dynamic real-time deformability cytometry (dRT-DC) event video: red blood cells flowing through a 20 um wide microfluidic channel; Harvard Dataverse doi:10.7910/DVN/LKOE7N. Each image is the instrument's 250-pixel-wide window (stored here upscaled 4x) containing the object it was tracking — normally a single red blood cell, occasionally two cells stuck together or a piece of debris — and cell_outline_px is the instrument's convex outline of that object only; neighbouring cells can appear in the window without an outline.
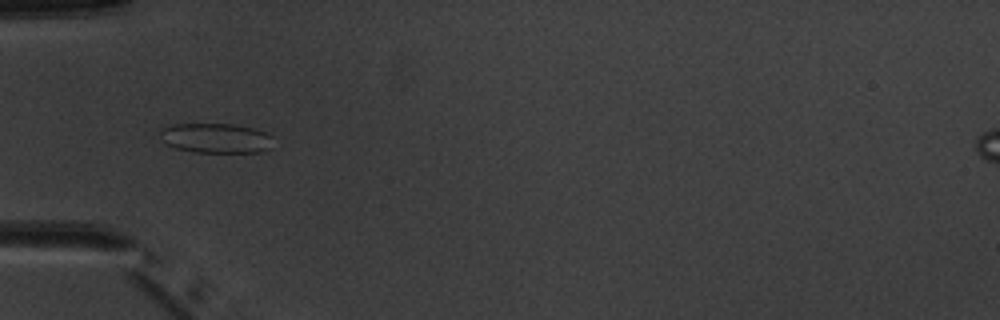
{"species": "common noctule bat (a hibernating species)", "species_latin": "Nyctalus noctula", "temperature_condition": "warm", "stored_images_in_passage": 6, "camera_frame_rate_fps": 3000, "um_per_image_px": 0.085, "animal": {"sex": "male", "body_mass_g": 20.1, "forearm_length_mm": 53.5}, "frame": {"image": 1, "passage_image": 4, "time_ms": 3.667, "image_size_px": [1000, 320], "cell_outline_px": [[272, 148], [260, 152], [192, 152], [176, 148], [168, 144], [160, 136], [160, 128], [172, 124], [232, 124], [252, 128], [264, 132], [272, 136]], "centroid_in_image_um": [18.36, 11.74], "position_along_channel_um": 66.6, "area_um2": 19.65}}
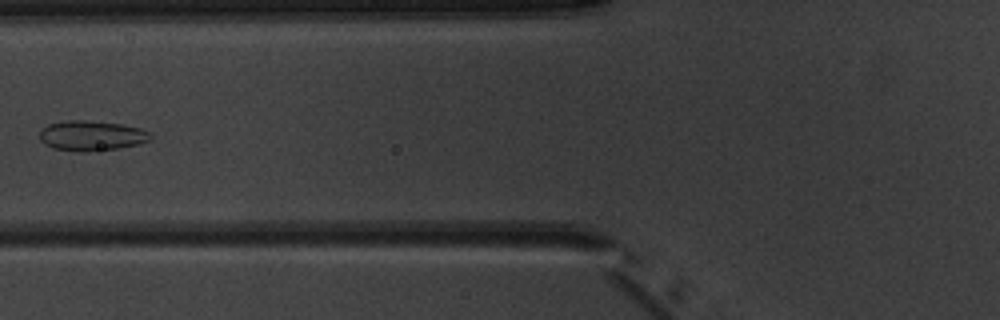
{"frame": {"image": 2, "passage_image": 5, "time_ms": 5.0, "image_size_px": [1000, 320], "cell_outline_px": [[152, 140], [140, 144], [116, 148], [80, 152], [52, 148], [44, 144], [40, 140], [40, 132], [48, 124], [64, 120], [84, 120], [124, 124], [140, 128], [152, 132]], "centroid_in_image_um": [7.81, 11.52], "position_along_channel_um": 118.0, "area_um2": 19.59}}
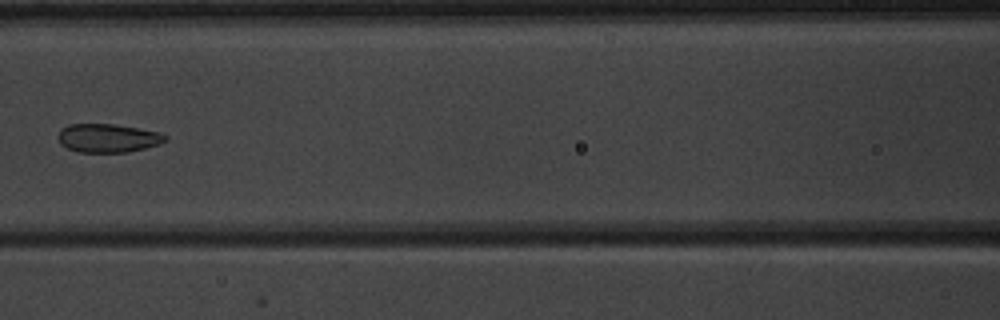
{"frame": {"image": 3, "passage_image": 6, "time_ms": 6.0, "image_size_px": [1000, 320], "cell_outline_px": [[168, 140], [160, 144], [128, 152], [80, 152], [68, 148], [60, 144], [56, 136], [60, 128], [68, 124], [112, 124], [160, 132], [168, 136]], "centroid_in_image_um": [9.15, 11.73], "position_along_channel_um": 157.5, "area_um2": 17.98}}